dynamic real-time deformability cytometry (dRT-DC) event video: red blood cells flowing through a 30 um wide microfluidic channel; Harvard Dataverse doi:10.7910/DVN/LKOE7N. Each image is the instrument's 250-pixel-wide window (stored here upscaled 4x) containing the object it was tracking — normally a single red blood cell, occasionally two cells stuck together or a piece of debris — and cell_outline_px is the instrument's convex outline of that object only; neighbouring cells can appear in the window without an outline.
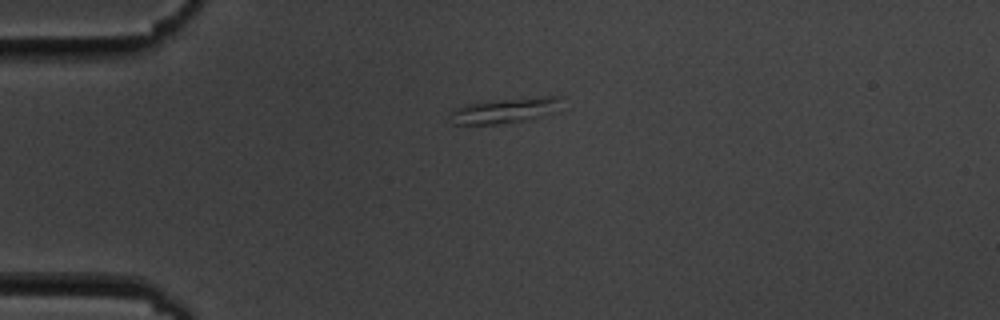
{"species": "common noctule bat (a hibernating species)", "species_latin": "Nyctalus noctula", "temperature_condition": "cold", "stored_images_in_passage": 2, "camera_frame_rate_fps": 3000, "um_per_image_px": 0.085, "animal": {"sex": "male", "body_mass_g": 19.5, "forearm_length_mm": 54.6}, "frame": {"image": 1, "passage_image": 1, "time_ms": 0.0, "image_size_px": [1000, 320], "cell_outline_px": [[564, 96], [548, 112], [520, 120], [496, 124], [452, 124], [452, 112], [456, 108], [468, 104], [496, 100], [544, 96]], "centroid_in_image_um": [42.8, 9.38], "position_along_channel_um": 42.2, "area_um2": 15.2}}